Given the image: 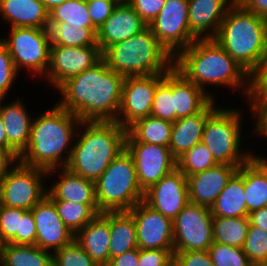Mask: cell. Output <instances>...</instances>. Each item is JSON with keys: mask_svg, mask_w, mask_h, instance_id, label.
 I'll list each match as a JSON object with an SVG mask.
<instances>
[{"mask_svg": "<svg viewBox=\"0 0 267 266\" xmlns=\"http://www.w3.org/2000/svg\"><path fill=\"white\" fill-rule=\"evenodd\" d=\"M123 81L124 77L101 59L64 82L56 90L60 96L56 103L81 121H116Z\"/></svg>", "mask_w": 267, "mask_h": 266, "instance_id": "1", "label": "cell"}, {"mask_svg": "<svg viewBox=\"0 0 267 266\" xmlns=\"http://www.w3.org/2000/svg\"><path fill=\"white\" fill-rule=\"evenodd\" d=\"M174 68L213 100L215 94L207 86H225L232 93L241 89L239 93L248 101L250 75L214 39H196L174 57Z\"/></svg>", "mask_w": 267, "mask_h": 266, "instance_id": "2", "label": "cell"}, {"mask_svg": "<svg viewBox=\"0 0 267 266\" xmlns=\"http://www.w3.org/2000/svg\"><path fill=\"white\" fill-rule=\"evenodd\" d=\"M39 113L33 116L30 140L19 160L24 165L46 171L64 168L70 160L82 121L56 102L53 107Z\"/></svg>", "mask_w": 267, "mask_h": 266, "instance_id": "3", "label": "cell"}, {"mask_svg": "<svg viewBox=\"0 0 267 266\" xmlns=\"http://www.w3.org/2000/svg\"><path fill=\"white\" fill-rule=\"evenodd\" d=\"M126 133L116 121H82L65 168L95 182L125 149Z\"/></svg>", "mask_w": 267, "mask_h": 266, "instance_id": "4", "label": "cell"}, {"mask_svg": "<svg viewBox=\"0 0 267 266\" xmlns=\"http://www.w3.org/2000/svg\"><path fill=\"white\" fill-rule=\"evenodd\" d=\"M214 40L251 76L258 69L267 46V19L235 2Z\"/></svg>", "mask_w": 267, "mask_h": 266, "instance_id": "5", "label": "cell"}, {"mask_svg": "<svg viewBox=\"0 0 267 266\" xmlns=\"http://www.w3.org/2000/svg\"><path fill=\"white\" fill-rule=\"evenodd\" d=\"M102 59L124 78L166 74L174 67V57L148 26L129 39L106 48L102 52Z\"/></svg>", "mask_w": 267, "mask_h": 266, "instance_id": "6", "label": "cell"}, {"mask_svg": "<svg viewBox=\"0 0 267 266\" xmlns=\"http://www.w3.org/2000/svg\"><path fill=\"white\" fill-rule=\"evenodd\" d=\"M218 106L204 126L202 142L218 164L241 166L252 157V150L243 149V109Z\"/></svg>", "mask_w": 267, "mask_h": 266, "instance_id": "7", "label": "cell"}, {"mask_svg": "<svg viewBox=\"0 0 267 266\" xmlns=\"http://www.w3.org/2000/svg\"><path fill=\"white\" fill-rule=\"evenodd\" d=\"M96 201L100 213L129 211L143 201L135 164L124 149L95 181Z\"/></svg>", "mask_w": 267, "mask_h": 266, "instance_id": "8", "label": "cell"}, {"mask_svg": "<svg viewBox=\"0 0 267 266\" xmlns=\"http://www.w3.org/2000/svg\"><path fill=\"white\" fill-rule=\"evenodd\" d=\"M9 35L0 37L6 45L15 69H24L35 77H44L50 62L51 41L48 29L35 27H12Z\"/></svg>", "mask_w": 267, "mask_h": 266, "instance_id": "9", "label": "cell"}, {"mask_svg": "<svg viewBox=\"0 0 267 266\" xmlns=\"http://www.w3.org/2000/svg\"><path fill=\"white\" fill-rule=\"evenodd\" d=\"M47 179L48 171L19 162L0 182V204L31 210L47 195Z\"/></svg>", "mask_w": 267, "mask_h": 266, "instance_id": "10", "label": "cell"}, {"mask_svg": "<svg viewBox=\"0 0 267 266\" xmlns=\"http://www.w3.org/2000/svg\"><path fill=\"white\" fill-rule=\"evenodd\" d=\"M213 216L209 207L189 202L174 218V252L205 251L213 244Z\"/></svg>", "mask_w": 267, "mask_h": 266, "instance_id": "11", "label": "cell"}, {"mask_svg": "<svg viewBox=\"0 0 267 266\" xmlns=\"http://www.w3.org/2000/svg\"><path fill=\"white\" fill-rule=\"evenodd\" d=\"M188 15V0H165L159 14L148 24L173 57L196 40L189 29Z\"/></svg>", "mask_w": 267, "mask_h": 266, "instance_id": "12", "label": "cell"}, {"mask_svg": "<svg viewBox=\"0 0 267 266\" xmlns=\"http://www.w3.org/2000/svg\"><path fill=\"white\" fill-rule=\"evenodd\" d=\"M125 149L133 159L138 183L144 192L177 168V160L169 147L138 142L128 132Z\"/></svg>", "mask_w": 267, "mask_h": 266, "instance_id": "13", "label": "cell"}, {"mask_svg": "<svg viewBox=\"0 0 267 266\" xmlns=\"http://www.w3.org/2000/svg\"><path fill=\"white\" fill-rule=\"evenodd\" d=\"M102 59V52L99 46L69 47L51 45L50 62L44 76L50 89L57 90L64 82L92 68Z\"/></svg>", "mask_w": 267, "mask_h": 266, "instance_id": "14", "label": "cell"}, {"mask_svg": "<svg viewBox=\"0 0 267 266\" xmlns=\"http://www.w3.org/2000/svg\"><path fill=\"white\" fill-rule=\"evenodd\" d=\"M165 74L125 77L116 122L127 129L135 121L150 115L157 85Z\"/></svg>", "mask_w": 267, "mask_h": 266, "instance_id": "15", "label": "cell"}, {"mask_svg": "<svg viewBox=\"0 0 267 266\" xmlns=\"http://www.w3.org/2000/svg\"><path fill=\"white\" fill-rule=\"evenodd\" d=\"M134 218L139 249L174 250L173 223L143 201L128 211Z\"/></svg>", "mask_w": 267, "mask_h": 266, "instance_id": "16", "label": "cell"}, {"mask_svg": "<svg viewBox=\"0 0 267 266\" xmlns=\"http://www.w3.org/2000/svg\"><path fill=\"white\" fill-rule=\"evenodd\" d=\"M143 202L173 221L189 203L187 177L175 168L144 192Z\"/></svg>", "mask_w": 267, "mask_h": 266, "instance_id": "17", "label": "cell"}, {"mask_svg": "<svg viewBox=\"0 0 267 266\" xmlns=\"http://www.w3.org/2000/svg\"><path fill=\"white\" fill-rule=\"evenodd\" d=\"M31 210L36 224L35 246L54 253L74 240L75 235L59 217L54 202L47 195Z\"/></svg>", "mask_w": 267, "mask_h": 266, "instance_id": "18", "label": "cell"}, {"mask_svg": "<svg viewBox=\"0 0 267 266\" xmlns=\"http://www.w3.org/2000/svg\"><path fill=\"white\" fill-rule=\"evenodd\" d=\"M148 25L127 2H119L112 14L96 32L97 45L101 52L117 42L140 33Z\"/></svg>", "mask_w": 267, "mask_h": 266, "instance_id": "19", "label": "cell"}, {"mask_svg": "<svg viewBox=\"0 0 267 266\" xmlns=\"http://www.w3.org/2000/svg\"><path fill=\"white\" fill-rule=\"evenodd\" d=\"M240 166L217 164L187 176L189 202L211 207Z\"/></svg>", "mask_w": 267, "mask_h": 266, "instance_id": "20", "label": "cell"}, {"mask_svg": "<svg viewBox=\"0 0 267 266\" xmlns=\"http://www.w3.org/2000/svg\"><path fill=\"white\" fill-rule=\"evenodd\" d=\"M236 0H188V24L196 39H214Z\"/></svg>", "mask_w": 267, "mask_h": 266, "instance_id": "21", "label": "cell"}, {"mask_svg": "<svg viewBox=\"0 0 267 266\" xmlns=\"http://www.w3.org/2000/svg\"><path fill=\"white\" fill-rule=\"evenodd\" d=\"M57 173V174H56ZM58 176L48 185L47 196L52 201H71L85 205H98L95 182L70 172L67 168L48 171V177Z\"/></svg>", "mask_w": 267, "mask_h": 266, "instance_id": "22", "label": "cell"}, {"mask_svg": "<svg viewBox=\"0 0 267 266\" xmlns=\"http://www.w3.org/2000/svg\"><path fill=\"white\" fill-rule=\"evenodd\" d=\"M16 97L9 103H4L5 97H0V117L6 129L8 149L20 156L28 146L34 115L29 114L25 102L19 99L20 96Z\"/></svg>", "mask_w": 267, "mask_h": 266, "instance_id": "23", "label": "cell"}, {"mask_svg": "<svg viewBox=\"0 0 267 266\" xmlns=\"http://www.w3.org/2000/svg\"><path fill=\"white\" fill-rule=\"evenodd\" d=\"M211 100L199 113L177 119L173 122L169 149L177 160L185 152L202 141L203 130L207 117L218 107Z\"/></svg>", "mask_w": 267, "mask_h": 266, "instance_id": "24", "label": "cell"}, {"mask_svg": "<svg viewBox=\"0 0 267 266\" xmlns=\"http://www.w3.org/2000/svg\"><path fill=\"white\" fill-rule=\"evenodd\" d=\"M74 240L98 266L109 263V212L96 215L75 234Z\"/></svg>", "mask_w": 267, "mask_h": 266, "instance_id": "25", "label": "cell"}, {"mask_svg": "<svg viewBox=\"0 0 267 266\" xmlns=\"http://www.w3.org/2000/svg\"><path fill=\"white\" fill-rule=\"evenodd\" d=\"M0 16L10 28L48 29L49 11L40 0H0Z\"/></svg>", "mask_w": 267, "mask_h": 266, "instance_id": "26", "label": "cell"}, {"mask_svg": "<svg viewBox=\"0 0 267 266\" xmlns=\"http://www.w3.org/2000/svg\"><path fill=\"white\" fill-rule=\"evenodd\" d=\"M172 96L175 121L199 113L212 100L199 86L188 81L174 67L172 68Z\"/></svg>", "mask_w": 267, "mask_h": 266, "instance_id": "27", "label": "cell"}, {"mask_svg": "<svg viewBox=\"0 0 267 266\" xmlns=\"http://www.w3.org/2000/svg\"><path fill=\"white\" fill-rule=\"evenodd\" d=\"M244 164V193L247 213L267 206V158L252 152ZM262 155V156H261Z\"/></svg>", "mask_w": 267, "mask_h": 266, "instance_id": "28", "label": "cell"}, {"mask_svg": "<svg viewBox=\"0 0 267 266\" xmlns=\"http://www.w3.org/2000/svg\"><path fill=\"white\" fill-rule=\"evenodd\" d=\"M210 209L213 217H248L244 193V164L228 180Z\"/></svg>", "mask_w": 267, "mask_h": 266, "instance_id": "29", "label": "cell"}, {"mask_svg": "<svg viewBox=\"0 0 267 266\" xmlns=\"http://www.w3.org/2000/svg\"><path fill=\"white\" fill-rule=\"evenodd\" d=\"M109 260L138 248L136 227L128 211L109 212Z\"/></svg>", "mask_w": 267, "mask_h": 266, "instance_id": "30", "label": "cell"}, {"mask_svg": "<svg viewBox=\"0 0 267 266\" xmlns=\"http://www.w3.org/2000/svg\"><path fill=\"white\" fill-rule=\"evenodd\" d=\"M0 248L2 266H53V253L35 245L4 243Z\"/></svg>", "mask_w": 267, "mask_h": 266, "instance_id": "31", "label": "cell"}, {"mask_svg": "<svg viewBox=\"0 0 267 266\" xmlns=\"http://www.w3.org/2000/svg\"><path fill=\"white\" fill-rule=\"evenodd\" d=\"M173 123L151 115L135 121L127 132L138 142L168 147Z\"/></svg>", "mask_w": 267, "mask_h": 266, "instance_id": "32", "label": "cell"}, {"mask_svg": "<svg viewBox=\"0 0 267 266\" xmlns=\"http://www.w3.org/2000/svg\"><path fill=\"white\" fill-rule=\"evenodd\" d=\"M249 226L248 217H213V242L243 248Z\"/></svg>", "mask_w": 267, "mask_h": 266, "instance_id": "33", "label": "cell"}, {"mask_svg": "<svg viewBox=\"0 0 267 266\" xmlns=\"http://www.w3.org/2000/svg\"><path fill=\"white\" fill-rule=\"evenodd\" d=\"M51 45L69 47L95 46V27H79L68 23H48Z\"/></svg>", "mask_w": 267, "mask_h": 266, "instance_id": "34", "label": "cell"}, {"mask_svg": "<svg viewBox=\"0 0 267 266\" xmlns=\"http://www.w3.org/2000/svg\"><path fill=\"white\" fill-rule=\"evenodd\" d=\"M59 217L75 235L96 215L100 214L98 205H85L71 201H53Z\"/></svg>", "mask_w": 267, "mask_h": 266, "instance_id": "35", "label": "cell"}, {"mask_svg": "<svg viewBox=\"0 0 267 266\" xmlns=\"http://www.w3.org/2000/svg\"><path fill=\"white\" fill-rule=\"evenodd\" d=\"M49 23H68L79 27H94L86 0H66L49 10Z\"/></svg>", "mask_w": 267, "mask_h": 266, "instance_id": "36", "label": "cell"}, {"mask_svg": "<svg viewBox=\"0 0 267 266\" xmlns=\"http://www.w3.org/2000/svg\"><path fill=\"white\" fill-rule=\"evenodd\" d=\"M218 163L211 151L200 141L177 159V168L187 177L208 170Z\"/></svg>", "mask_w": 267, "mask_h": 266, "instance_id": "37", "label": "cell"}, {"mask_svg": "<svg viewBox=\"0 0 267 266\" xmlns=\"http://www.w3.org/2000/svg\"><path fill=\"white\" fill-rule=\"evenodd\" d=\"M150 115L170 122H175L174 97L172 96V69L157 85Z\"/></svg>", "mask_w": 267, "mask_h": 266, "instance_id": "38", "label": "cell"}, {"mask_svg": "<svg viewBox=\"0 0 267 266\" xmlns=\"http://www.w3.org/2000/svg\"><path fill=\"white\" fill-rule=\"evenodd\" d=\"M243 251L252 266L267 264V232L257 226L250 225Z\"/></svg>", "mask_w": 267, "mask_h": 266, "instance_id": "39", "label": "cell"}, {"mask_svg": "<svg viewBox=\"0 0 267 266\" xmlns=\"http://www.w3.org/2000/svg\"><path fill=\"white\" fill-rule=\"evenodd\" d=\"M208 252L215 266H252L243 248L213 242Z\"/></svg>", "mask_w": 267, "mask_h": 266, "instance_id": "40", "label": "cell"}, {"mask_svg": "<svg viewBox=\"0 0 267 266\" xmlns=\"http://www.w3.org/2000/svg\"><path fill=\"white\" fill-rule=\"evenodd\" d=\"M53 266H98L73 240L69 245L53 253Z\"/></svg>", "mask_w": 267, "mask_h": 266, "instance_id": "41", "label": "cell"}, {"mask_svg": "<svg viewBox=\"0 0 267 266\" xmlns=\"http://www.w3.org/2000/svg\"><path fill=\"white\" fill-rule=\"evenodd\" d=\"M26 211L0 204V245L9 243L16 234H20L21 219Z\"/></svg>", "mask_w": 267, "mask_h": 266, "instance_id": "42", "label": "cell"}, {"mask_svg": "<svg viewBox=\"0 0 267 266\" xmlns=\"http://www.w3.org/2000/svg\"><path fill=\"white\" fill-rule=\"evenodd\" d=\"M18 75L20 74L15 69L6 45L0 40V97H8V92L12 90Z\"/></svg>", "mask_w": 267, "mask_h": 266, "instance_id": "43", "label": "cell"}, {"mask_svg": "<svg viewBox=\"0 0 267 266\" xmlns=\"http://www.w3.org/2000/svg\"><path fill=\"white\" fill-rule=\"evenodd\" d=\"M247 106L255 120L252 128L254 135L263 136L267 140V98H248Z\"/></svg>", "mask_w": 267, "mask_h": 266, "instance_id": "44", "label": "cell"}, {"mask_svg": "<svg viewBox=\"0 0 267 266\" xmlns=\"http://www.w3.org/2000/svg\"><path fill=\"white\" fill-rule=\"evenodd\" d=\"M121 1L124 0H86L91 22L97 30Z\"/></svg>", "mask_w": 267, "mask_h": 266, "instance_id": "45", "label": "cell"}, {"mask_svg": "<svg viewBox=\"0 0 267 266\" xmlns=\"http://www.w3.org/2000/svg\"><path fill=\"white\" fill-rule=\"evenodd\" d=\"M174 263V250L139 249L138 266H171Z\"/></svg>", "mask_w": 267, "mask_h": 266, "instance_id": "46", "label": "cell"}, {"mask_svg": "<svg viewBox=\"0 0 267 266\" xmlns=\"http://www.w3.org/2000/svg\"><path fill=\"white\" fill-rule=\"evenodd\" d=\"M249 98H267V46L258 69L250 76Z\"/></svg>", "mask_w": 267, "mask_h": 266, "instance_id": "47", "label": "cell"}, {"mask_svg": "<svg viewBox=\"0 0 267 266\" xmlns=\"http://www.w3.org/2000/svg\"><path fill=\"white\" fill-rule=\"evenodd\" d=\"M36 224L32 214V210H27L21 219L20 234L9 242L14 245H35Z\"/></svg>", "mask_w": 267, "mask_h": 266, "instance_id": "48", "label": "cell"}, {"mask_svg": "<svg viewBox=\"0 0 267 266\" xmlns=\"http://www.w3.org/2000/svg\"><path fill=\"white\" fill-rule=\"evenodd\" d=\"M176 266H215L208 250L174 252Z\"/></svg>", "mask_w": 267, "mask_h": 266, "instance_id": "49", "label": "cell"}, {"mask_svg": "<svg viewBox=\"0 0 267 266\" xmlns=\"http://www.w3.org/2000/svg\"><path fill=\"white\" fill-rule=\"evenodd\" d=\"M148 25L159 14L165 0H126Z\"/></svg>", "mask_w": 267, "mask_h": 266, "instance_id": "50", "label": "cell"}, {"mask_svg": "<svg viewBox=\"0 0 267 266\" xmlns=\"http://www.w3.org/2000/svg\"><path fill=\"white\" fill-rule=\"evenodd\" d=\"M19 162V156L13 150L0 147V182Z\"/></svg>", "mask_w": 267, "mask_h": 266, "instance_id": "51", "label": "cell"}, {"mask_svg": "<svg viewBox=\"0 0 267 266\" xmlns=\"http://www.w3.org/2000/svg\"><path fill=\"white\" fill-rule=\"evenodd\" d=\"M139 248L124 252L109 260L107 266H138Z\"/></svg>", "mask_w": 267, "mask_h": 266, "instance_id": "52", "label": "cell"}, {"mask_svg": "<svg viewBox=\"0 0 267 266\" xmlns=\"http://www.w3.org/2000/svg\"><path fill=\"white\" fill-rule=\"evenodd\" d=\"M246 10L267 19V0H236Z\"/></svg>", "mask_w": 267, "mask_h": 266, "instance_id": "53", "label": "cell"}, {"mask_svg": "<svg viewBox=\"0 0 267 266\" xmlns=\"http://www.w3.org/2000/svg\"><path fill=\"white\" fill-rule=\"evenodd\" d=\"M250 225L257 226L267 232V206L248 214Z\"/></svg>", "mask_w": 267, "mask_h": 266, "instance_id": "54", "label": "cell"}, {"mask_svg": "<svg viewBox=\"0 0 267 266\" xmlns=\"http://www.w3.org/2000/svg\"><path fill=\"white\" fill-rule=\"evenodd\" d=\"M0 147L8 149L7 133L1 117H0Z\"/></svg>", "mask_w": 267, "mask_h": 266, "instance_id": "55", "label": "cell"}, {"mask_svg": "<svg viewBox=\"0 0 267 266\" xmlns=\"http://www.w3.org/2000/svg\"><path fill=\"white\" fill-rule=\"evenodd\" d=\"M40 1L44 4L45 8L49 11L53 7L62 4L66 0H40Z\"/></svg>", "mask_w": 267, "mask_h": 266, "instance_id": "56", "label": "cell"}, {"mask_svg": "<svg viewBox=\"0 0 267 266\" xmlns=\"http://www.w3.org/2000/svg\"><path fill=\"white\" fill-rule=\"evenodd\" d=\"M0 266H2V263H1V248H0Z\"/></svg>", "mask_w": 267, "mask_h": 266, "instance_id": "57", "label": "cell"}]
</instances>
